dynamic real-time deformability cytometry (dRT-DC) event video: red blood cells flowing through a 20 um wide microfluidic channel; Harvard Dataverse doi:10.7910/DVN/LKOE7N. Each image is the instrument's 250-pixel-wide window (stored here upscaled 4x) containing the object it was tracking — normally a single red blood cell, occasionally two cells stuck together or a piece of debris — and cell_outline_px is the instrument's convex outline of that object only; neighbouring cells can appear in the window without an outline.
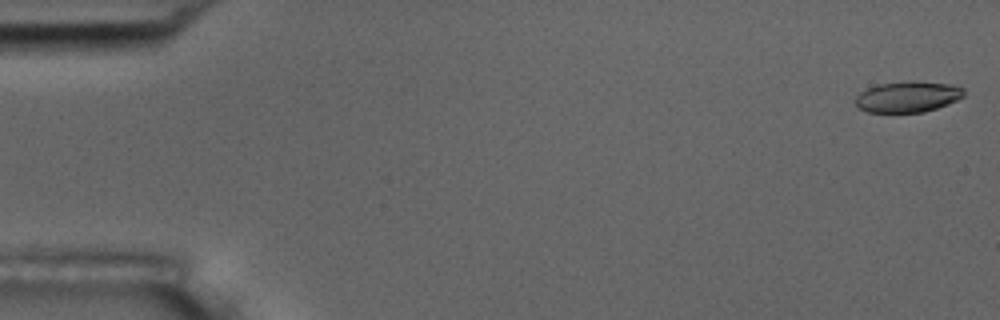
{"species": "common noctule bat (a hibernating species)", "species_latin": "Nyctalus noctula", "temperature_condition": "room temperature", "stored_images_in_passage": 10, "camera_frame_rate_fps": 3000, "um_per_image_px": 0.085, "animal": {"sex": "male", "body_mass_g": 17.5, "forearm_length_mm": 52.3}, "frame": {"image": 1, "passage_image": 1, "time_ms": 0.0, "image_size_px": [1000, 320], "cell_outline_px": [[964, 96], [948, 104], [924, 112], [868, 112], [860, 108], [856, 104], [856, 96], [860, 92], [868, 88], [880, 84], [952, 84], [964, 88]], "centroid_in_image_um": [77.16, 8.28], "position_along_channel_um": 7.8, "area_um2": 18.5}}